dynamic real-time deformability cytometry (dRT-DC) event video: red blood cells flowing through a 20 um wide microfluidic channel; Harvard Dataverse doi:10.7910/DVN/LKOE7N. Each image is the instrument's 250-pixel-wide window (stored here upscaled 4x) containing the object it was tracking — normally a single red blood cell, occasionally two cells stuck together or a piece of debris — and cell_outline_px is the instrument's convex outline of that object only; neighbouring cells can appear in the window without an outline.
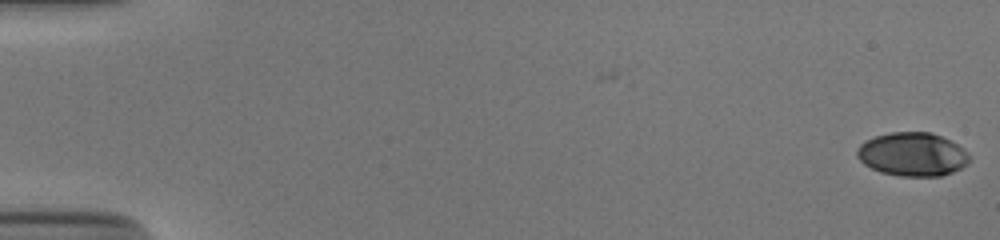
{"species": "human", "species_latin": "Homo sapiens", "temperature_condition": "cold", "stored_images_in_passage": 54, "camera_frame_rate_fps": 3000, "um_per_image_px": 0.085, "donor": {"sex": "male"}, "frame": {"image": 1, "passage_image": 1, "time_ms": 0.0, "image_size_px": [1000, 240], "cell_outline_px": [[968, 164], [952, 172], [940, 176], [900, 176], [880, 172], [864, 164], [856, 156], [856, 148], [860, 144], [876, 136], [892, 132], [932, 132], [956, 144], [968, 156]], "centroid_in_image_um": [77.51, 13.12], "position_along_channel_um": 7.5, "area_um2": 28.21}}
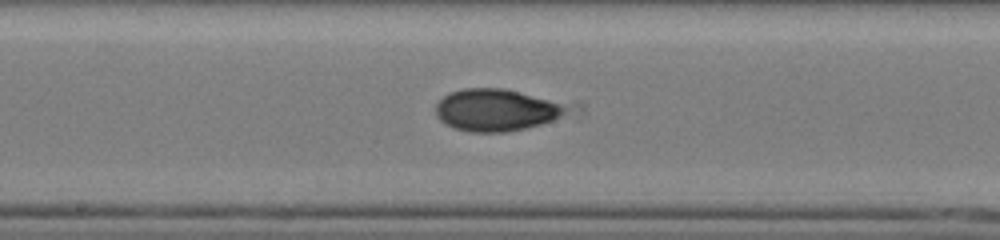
{"frame": {"image": 2, "passage_image": 30, "time_ms": 9.667, "image_size_px": [1000, 240], "cell_outline_px": [[564, 112], [560, 116], [552, 120], [540, 124], [524, 128], [504, 132], [472, 132], [456, 128], [444, 124], [436, 116], [436, 104], [448, 92], [464, 88], [504, 88], [548, 100], [560, 104], [564, 108]], "centroid_in_image_um": [42.04, 9.35], "position_along_channel_um": 206.2, "area_um2": 31.33}}
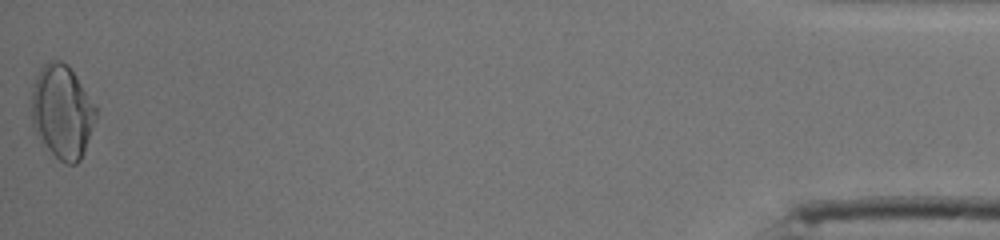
{"frame": {"image": 3, "passage_image": 54, "time_ms": 17.667, "image_size_px": [1000, 240], "cell_outline_px": [[96, 116], [92, 128], [80, 160], [76, 164], [68, 164], [60, 160], [40, 144], [32, 124], [32, 92], [36, 76], [40, 68], [44, 64], [52, 60], [60, 60], [68, 64], [76, 76], [96, 108]], "centroid_in_image_um": [5.25, 9.5], "position_along_channel_um": 430.0, "area_um2": 34.85}, "authors_computed_cell_mechanics": {"area_um2": 29.8248, "velocity_mm_per_s": 3.8897, "shape_relaxation_time_tau1_ms": 5.2217, "shape_relaxation_time_tau2_ms": 2.1127, "deformation_change_tau1": 0.1689, "deformation_change_tau2": 0.0462}}